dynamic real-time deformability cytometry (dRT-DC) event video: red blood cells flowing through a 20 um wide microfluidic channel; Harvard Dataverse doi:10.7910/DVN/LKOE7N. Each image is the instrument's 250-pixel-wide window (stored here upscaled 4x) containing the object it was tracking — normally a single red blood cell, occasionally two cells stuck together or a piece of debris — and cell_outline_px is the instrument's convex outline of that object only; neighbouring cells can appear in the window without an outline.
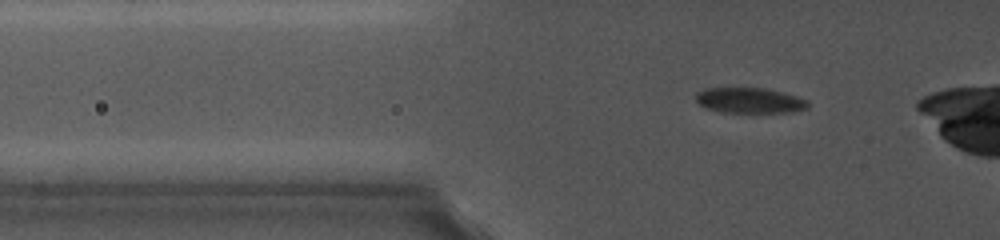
{"species": "common noctule bat (a hibernating species)", "species_latin": "Nyctalus noctula", "temperature_condition": "cold", "stored_images_in_passage": 36, "camera_frame_rate_fps": 5000, "um_per_image_px": 0.085, "animal": {"sex": "female", "body_mass_g": 19.0, "forearm_length_mm": 56.7}, "frame": {"image": 1, "passage_image": 7, "time_ms": 2.8, "image_size_px": [1000, 240], "cell_outline_px": [[808, 108], [792, 112], [720, 112], [704, 108], [696, 100], [696, 92], [704, 88], [764, 88], [784, 92], [808, 100]], "centroid_in_image_um": [63.7, 8.53], "position_along_channel_um": 62.1, "area_um2": 16.7}}
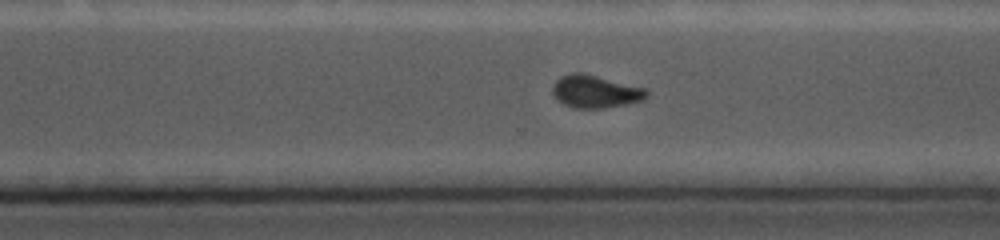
{"frame": {"image": 2, "passage_image": 28, "time_ms": 10.2, "image_size_px": [1000, 240], "cell_outline_px": [[648, 96], [644, 100], [628, 104], [604, 108], [572, 108], [564, 104], [552, 92], [552, 88], [556, 80], [560, 76], [572, 72], [580, 72], [648, 88]], "centroid_in_image_um": [50.65, 7.78], "position_along_channel_um": 320.0, "area_um2": 18.03}}
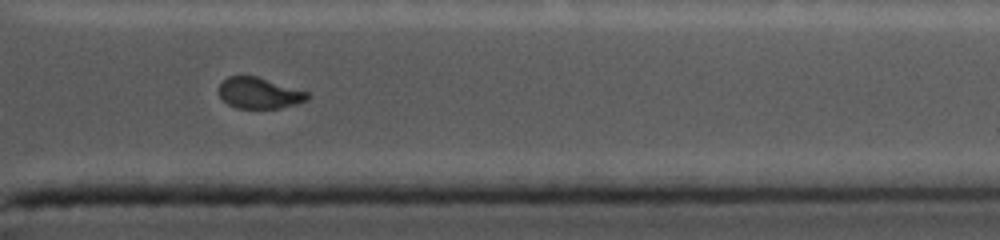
{"frame": {"image": 3, "passage_image": 34, "time_ms": 12.0, "image_size_px": [1000, 240], "cell_outline_px": [[312, 96], [308, 100], [296, 104], [280, 108], [236, 108], [228, 104], [220, 96], [220, 84], [228, 76], [256, 76], [308, 92]], "centroid_in_image_um": [22.07, 7.92], "position_along_channel_um": 389.3, "area_um2": 15.9}}